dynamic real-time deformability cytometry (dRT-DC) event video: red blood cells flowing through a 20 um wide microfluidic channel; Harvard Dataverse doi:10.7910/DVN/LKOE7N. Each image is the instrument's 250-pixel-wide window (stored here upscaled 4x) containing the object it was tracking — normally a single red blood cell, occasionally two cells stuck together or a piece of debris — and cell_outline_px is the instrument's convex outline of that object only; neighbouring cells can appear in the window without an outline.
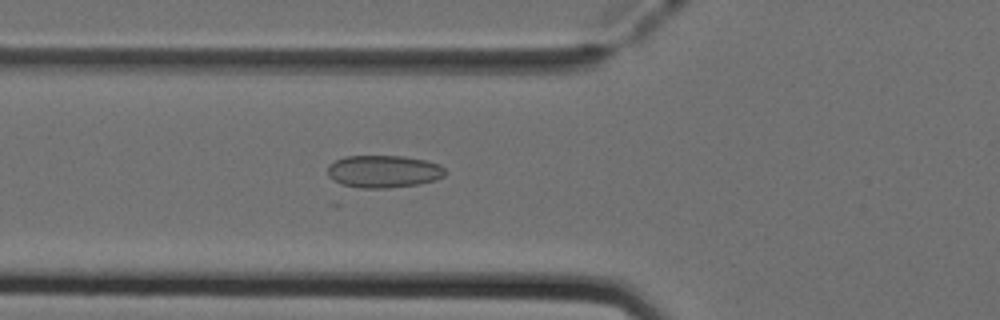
{"species": "Egyptian fruit bat (a non-hibernating species)", "species_latin": "Rousettus aegyptiacus", "temperature_condition": "cold", "stored_images_in_passage": 34, "camera_frame_rate_fps": 3000, "um_per_image_px": 0.085, "animal": {"sex": "female"}, "frame": {"image": 1, "passage_image": 8, "time_ms": 2.333, "image_size_px": [1000, 320], "cell_outline_px": [[444, 176], [436, 180], [420, 184], [388, 188], [360, 188], [340, 184], [332, 180], [328, 176], [328, 164], [344, 156], [404, 156], [424, 160], [440, 164], [444, 168]], "centroid_in_image_um": [32.58, 14.58], "position_along_channel_um": 93.2, "area_um2": 22.43}}
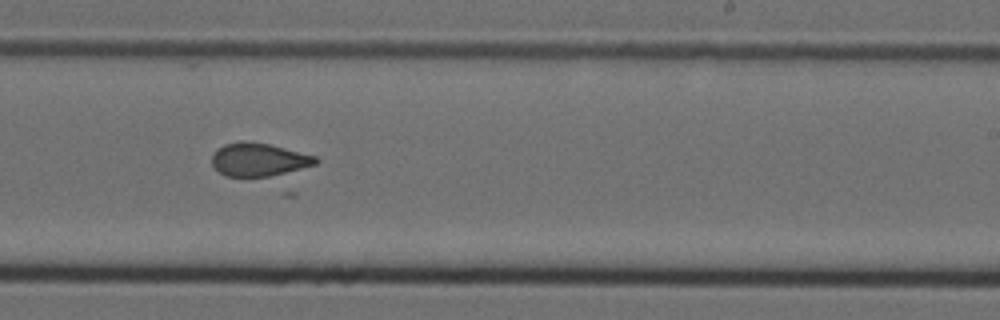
{"frame": {"image": 2, "passage_image": 21, "time_ms": 6.667, "image_size_px": [1000, 320], "cell_outline_px": [[320, 160], [316, 164], [268, 176], [224, 176], [212, 164], [212, 156], [224, 144], [240, 140], [244, 140], [268, 144], [316, 156]], "centroid_in_image_um": [21.98, 13.55], "position_along_channel_um": 267.0, "area_um2": 19.65}}
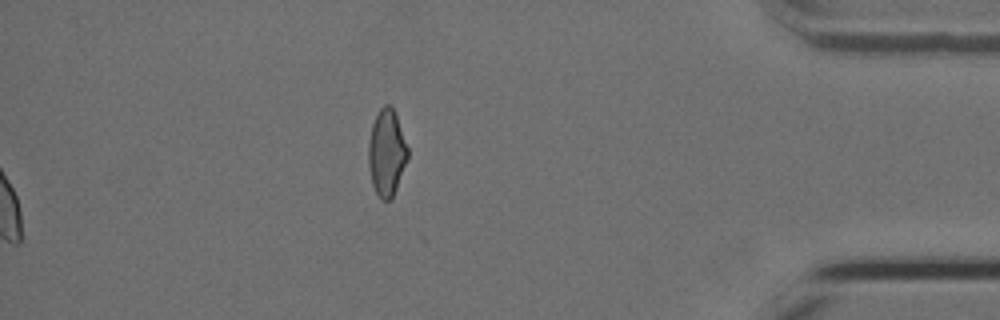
{"frame": {"image": 3, "passage_image": 34, "time_ms": 11.0, "image_size_px": [1000, 320], "cell_outline_px": [[408, 156], [396, 188], [392, 196], [388, 200], [380, 200], [372, 184], [368, 168], [368, 140], [372, 124], [380, 108], [384, 104], [388, 104], [392, 108], [396, 116], [408, 148]], "centroid_in_image_um": [32.83, 12.98], "position_along_channel_um": 402.4, "area_um2": 19.59}}